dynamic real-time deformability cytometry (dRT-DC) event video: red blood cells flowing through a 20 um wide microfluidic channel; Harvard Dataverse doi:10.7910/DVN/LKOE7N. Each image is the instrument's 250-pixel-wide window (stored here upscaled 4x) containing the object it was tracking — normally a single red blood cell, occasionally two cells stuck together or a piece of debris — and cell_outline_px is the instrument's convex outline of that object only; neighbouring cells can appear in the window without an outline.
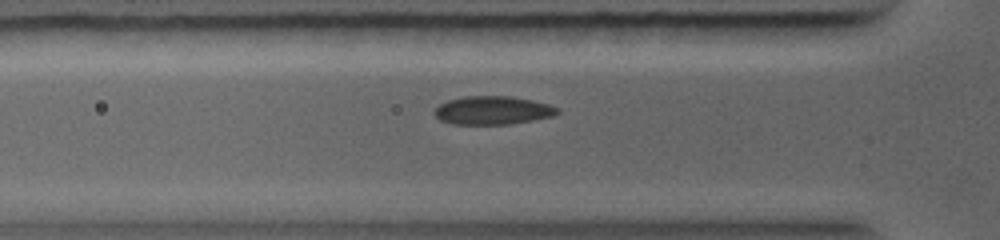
{"species": "common noctule bat (a hibernating species)", "species_latin": "Nyctalus noctula", "temperature_condition": "warm", "stored_images_in_passage": 74, "camera_frame_rate_fps": 5000, "um_per_image_px": 0.085, "animal": {"sex": "female", "body_mass_g": 19.0, "forearm_length_mm": 56.7}, "frame": {"image": 1, "passage_image": 22, "time_ms": 2.8, "image_size_px": [1000, 240], "cell_outline_px": [[560, 112], [552, 116], [512, 124], [452, 124], [440, 120], [432, 112], [440, 104], [448, 100], [464, 96], [512, 96], [532, 100], [548, 104], [560, 108]], "centroid_in_image_um": [41.88, 9.38], "position_along_channel_um": 83.9, "area_um2": 20.4}}
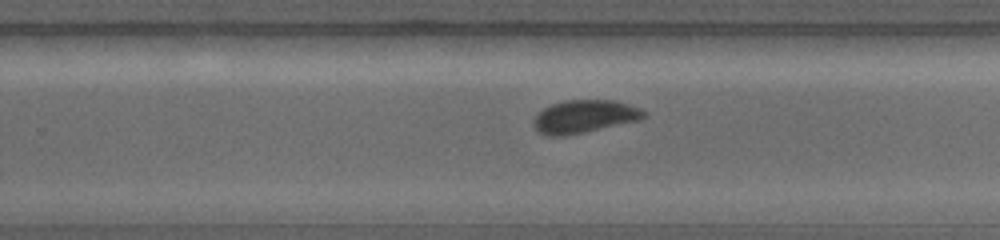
{"frame": {"image": 2, "passage_image": 52, "time_ms": 6.6, "image_size_px": [1000, 240], "cell_outline_px": [[648, 112], [640, 120], [584, 132], [564, 136], [544, 136], [532, 124], [536, 116], [544, 108], [552, 104], [564, 100], [616, 100], [640, 108]], "centroid_in_image_um": [49.69, 9.9], "position_along_channel_um": 280.1, "area_um2": 21.1}}
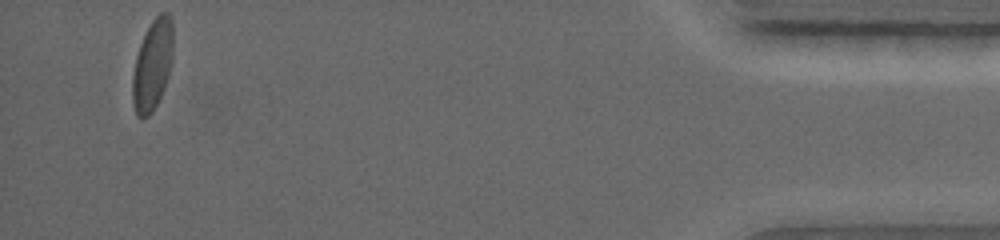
{"frame": {"image": 3, "passage_image": 74, "time_ms": 11.2, "image_size_px": [1000, 240], "cell_outline_px": [[172, 60], [168, 76], [164, 88], [152, 112], [148, 116], [140, 120], [136, 116], [132, 104], [132, 76], [136, 56], [140, 44], [152, 20], [160, 12], [168, 12], [172, 20]], "centroid_in_image_um": [12.94, 5.55], "position_along_channel_um": 422.3, "area_um2": 21.5}}